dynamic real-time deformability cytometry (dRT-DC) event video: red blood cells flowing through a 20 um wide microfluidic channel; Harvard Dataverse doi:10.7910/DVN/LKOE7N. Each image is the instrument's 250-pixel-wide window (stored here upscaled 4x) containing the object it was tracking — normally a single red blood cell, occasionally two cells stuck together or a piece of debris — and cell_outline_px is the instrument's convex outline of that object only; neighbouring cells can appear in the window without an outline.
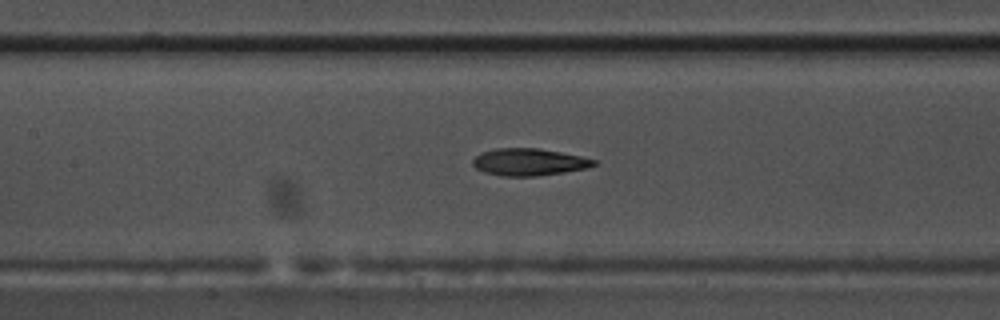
{"species": "common noctule bat (a hibernating species)", "species_latin": "Nyctalus noctula", "temperature_condition": "warm", "stored_images_in_passage": 48, "camera_frame_rate_fps": 3000, "um_per_image_px": 0.085, "animal": {"sex": "male", "body_mass_g": 17.5, "forearm_length_mm": 52.3}, "frame": {"image": 1, "passage_image": 18, "time_ms": 5.667, "image_size_px": [1000, 320], "cell_outline_px": [[596, 164], [588, 168], [564, 172], [536, 176], [500, 176], [484, 172], [476, 168], [472, 164], [472, 160], [480, 152], [496, 148], [536, 148], [560, 152], [580, 156], [596, 160]], "centroid_in_image_um": [44.93, 13.77], "position_along_channel_um": 162.5, "area_um2": 19.13}}
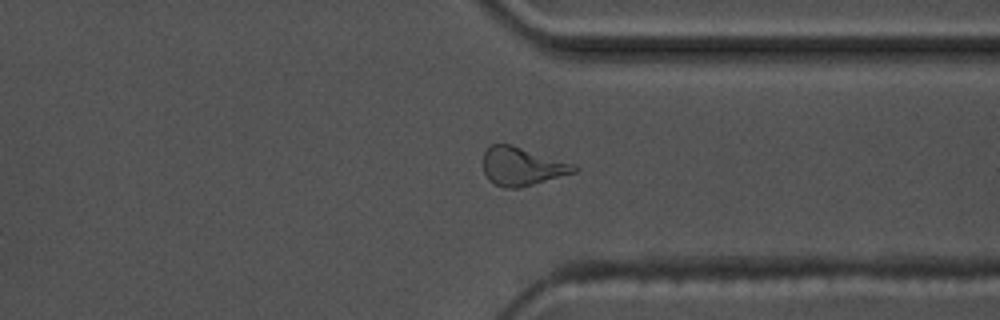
{"frame": {"image": 2, "passage_image": 35, "time_ms": 11.333, "image_size_px": [1000, 320], "cell_outline_px": [[580, 168], [576, 172], [520, 188], [504, 188], [488, 180], [484, 172], [484, 152], [492, 144], [512, 144], [576, 164]], "centroid_in_image_um": [44.41, 14.14], "position_along_channel_um": 367.0, "area_um2": 20.46}}
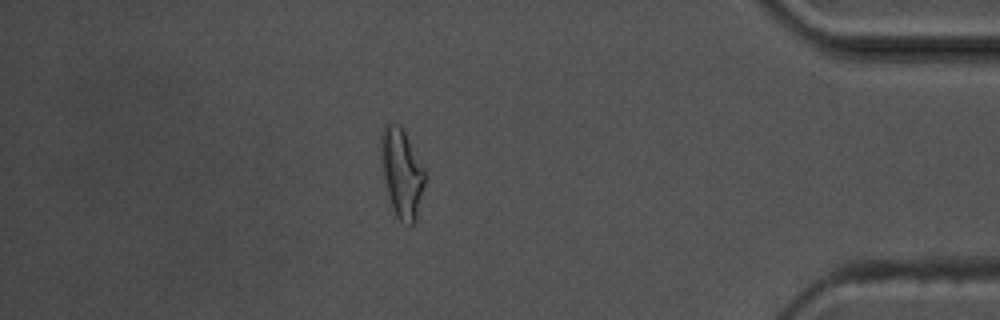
{"frame": {"image": 3, "passage_image": 41, "time_ms": 13.333, "image_size_px": [1000, 320], "cell_outline_px": [[424, 184], [416, 220], [412, 224], [408, 224], [400, 220], [396, 216], [392, 208], [380, 160], [380, 132], [384, 124], [388, 120], [400, 124], [404, 128], [424, 168]], "centroid_in_image_um": [34.12, 14.58], "position_along_channel_um": 401.1, "area_um2": 22.95}, "authors_computed_cell_mechanics": {"area_um2": 19.2763, "velocity_mm_per_s": 3.6262, "shape_relaxation_time_tau1_ms": 7.6062, "shape_relaxation_time_tau2_ms": 2.2432, "deformation_change_tau1": 0.2355, "deformation_change_tau2": 0.0911}}